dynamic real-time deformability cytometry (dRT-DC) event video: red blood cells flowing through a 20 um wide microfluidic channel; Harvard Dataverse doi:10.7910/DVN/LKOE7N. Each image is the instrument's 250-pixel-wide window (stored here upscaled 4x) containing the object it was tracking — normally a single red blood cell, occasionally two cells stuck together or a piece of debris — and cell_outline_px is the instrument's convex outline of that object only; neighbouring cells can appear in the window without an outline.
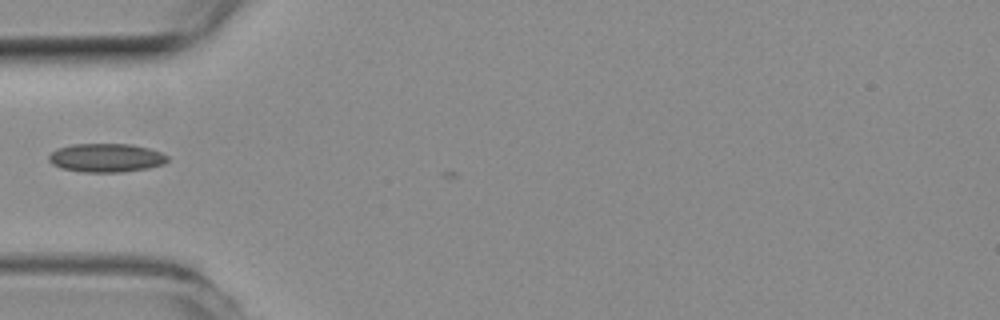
{"species": "common noctule bat (a hibernating species)", "species_latin": "Nyctalus noctula", "temperature_condition": "room temperature", "stored_images_in_passage": 2, "camera_frame_rate_fps": 3000, "um_per_image_px": 0.085, "animal": {"sex": "female", "body_mass_g": 19.3, "forearm_length_mm": 54.1}, "frame": {"image": 1, "passage_image": 1, "time_ms": 0.0, "image_size_px": [1000, 320], "cell_outline_px": [[168, 160], [164, 164], [148, 168], [124, 172], [84, 172], [60, 168], [52, 164], [48, 160], [48, 156], [56, 148], [72, 144], [132, 144], [148, 148], [160, 152], [168, 156]], "centroid_in_image_um": [9.01, 13.41], "position_along_channel_um": 76.0, "area_um2": 19.94}}